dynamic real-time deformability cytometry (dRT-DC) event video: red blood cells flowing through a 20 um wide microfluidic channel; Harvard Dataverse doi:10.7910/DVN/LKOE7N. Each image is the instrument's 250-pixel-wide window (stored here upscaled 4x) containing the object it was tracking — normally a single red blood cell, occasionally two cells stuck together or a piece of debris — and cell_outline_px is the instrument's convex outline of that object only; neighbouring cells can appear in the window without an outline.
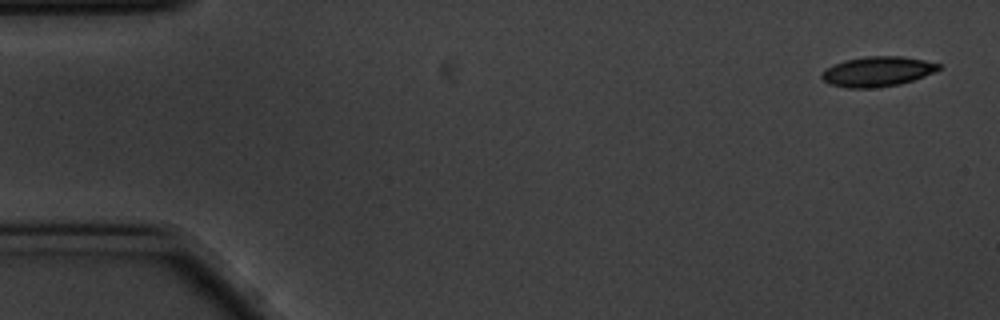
{"species": "common noctule bat (a hibernating species)", "species_latin": "Nyctalus noctula", "temperature_condition": "cold", "stored_images_in_passage": 56, "camera_frame_rate_fps": 3000, "um_per_image_px": 0.085, "animal": {"sex": "male", "body_mass_g": 20.1, "forearm_length_mm": 53.5}, "frame": {"image": 1, "passage_image": 1, "time_ms": 0.0, "image_size_px": [1000, 320], "cell_outline_px": [[940, 68], [924, 76], [900, 84], [880, 88], [848, 88], [828, 84], [820, 76], [828, 68], [844, 60], [864, 56], [900, 56], [924, 60], [940, 64]], "centroid_in_image_um": [74.57, 6.09], "position_along_channel_um": 10.4, "area_um2": 20.29}}
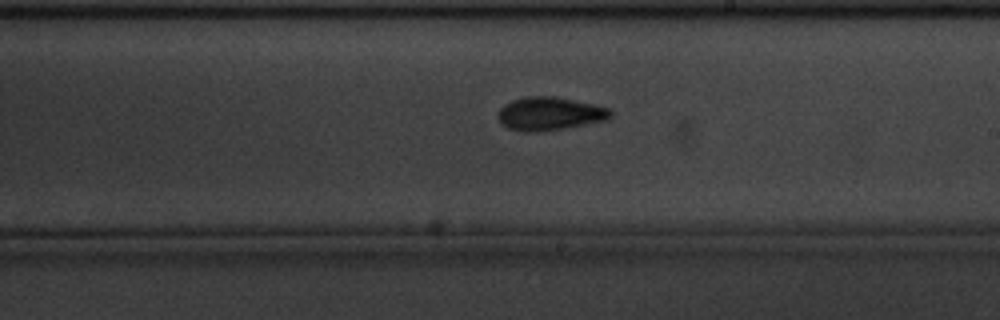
{"frame": {"image": 2, "passage_image": 31, "time_ms": 10.0, "image_size_px": [1000, 320], "cell_outline_px": [[612, 116], [608, 120], [564, 128], [536, 132], [524, 132], [508, 128], [500, 124], [496, 116], [496, 112], [504, 104], [512, 100], [524, 96], [556, 96], [596, 104], [612, 108]], "centroid_in_image_um": [46.72, 9.65], "position_along_channel_um": 242.3, "area_um2": 22.37}}
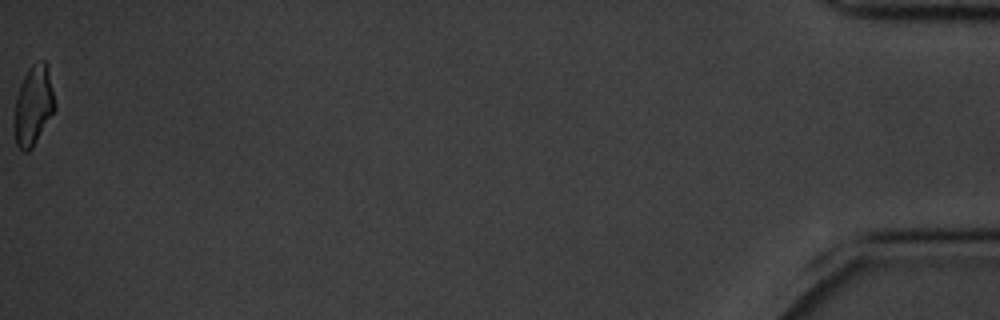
{"frame": {"image": 3, "passage_image": 56, "time_ms": 18.333, "image_size_px": [1000, 320], "cell_outline_px": [[56, 108], [32, 148], [28, 152], [24, 152], [16, 144], [12, 128], [12, 120], [16, 96], [20, 84], [28, 68], [32, 64], [44, 60], [48, 64], [56, 104]], "centroid_in_image_um": [2.81, 8.98], "position_along_channel_um": 432.4, "area_um2": 19.36}, "authors_computed_cell_mechanics": {"area_um2": 20.4034, "velocity_mm_per_s": 3.487, "shape_relaxation_time_tau1_ms": 2.6191, "shape_relaxation_time_tau2_ms": 7.7673, "deformation_change_tau1": 0.0929, "deformation_change_tau2": 0.1443}}